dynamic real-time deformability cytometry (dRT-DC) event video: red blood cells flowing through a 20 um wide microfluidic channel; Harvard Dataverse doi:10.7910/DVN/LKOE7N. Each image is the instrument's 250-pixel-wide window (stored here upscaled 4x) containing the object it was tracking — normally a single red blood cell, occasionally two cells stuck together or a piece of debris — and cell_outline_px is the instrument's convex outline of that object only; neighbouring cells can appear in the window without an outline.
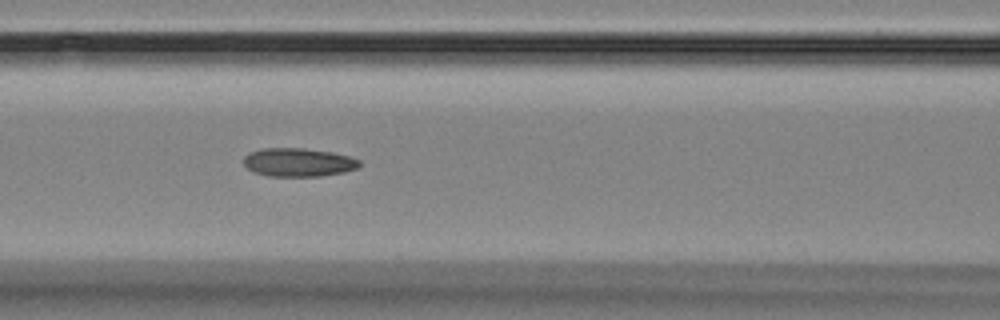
{"species": "Egyptian fruit bat (a non-hibernating species)", "species_latin": "Rousettus aegyptiacus", "temperature_condition": "room temperature", "stored_images_in_passage": 17, "camera_frame_rate_fps": 3000, "um_per_image_px": 0.085, "animal": {"sex": "female"}, "frame": {"image": 1, "passage_image": 7, "time_ms": 7.0, "image_size_px": [1000, 320], "cell_outline_px": [[360, 164], [356, 168], [344, 172], [320, 176], [268, 176], [252, 172], [244, 164], [244, 156], [248, 152], [264, 148], [300, 148], [332, 152], [348, 156], [360, 160]], "centroid_in_image_um": [25.32, 13.8], "position_along_channel_um": 141.3, "area_um2": 19.19}}
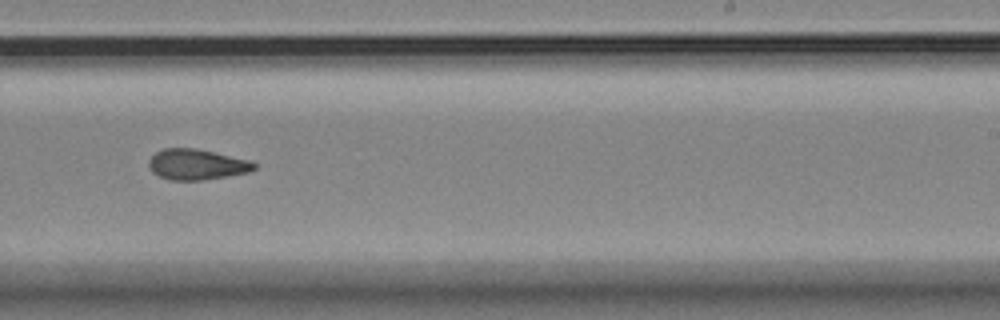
{"frame": {"image": 2, "passage_image": 10, "time_ms": 10.667, "image_size_px": [1000, 320], "cell_outline_px": [[256, 168], [248, 172], [228, 176], [200, 180], [168, 180], [152, 172], [148, 164], [148, 160], [156, 152], [164, 148], [196, 148], [252, 160], [256, 164]], "centroid_in_image_um": [16.73, 13.97], "position_along_channel_um": 272.3, "area_um2": 18.9}}
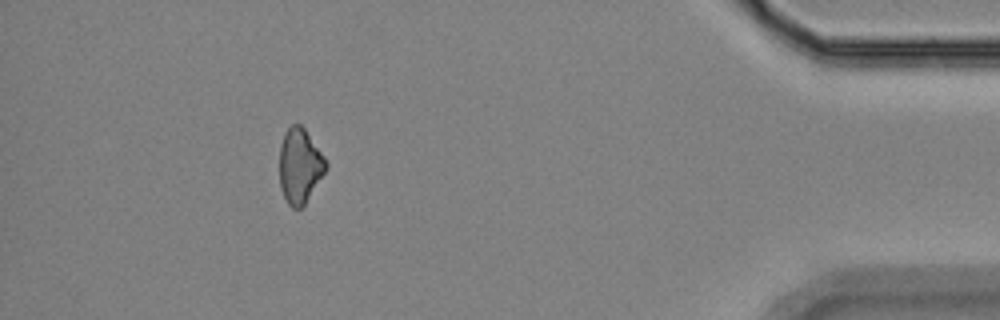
{"frame": {"image": 3, "passage_image": 17, "time_ms": 18.667, "image_size_px": [1000, 320], "cell_outline_px": [[328, 168], [304, 204], [300, 208], [292, 208], [288, 204], [280, 188], [280, 144], [284, 132], [292, 124], [300, 124], [304, 128], [324, 156], [328, 164]], "centroid_in_image_um": [25.48, 14.08], "position_along_channel_um": 409.7, "area_um2": 20.17}, "authors_computed_cell_mechanics": {"area_um2": 18.9006, "velocity_mm_per_s": 3.5899, "shape_relaxation_time_tau1_ms": null, "shape_relaxation_time_tau2_ms": 1.9084, "deformation_change_tau1": null, "deformation_change_tau2": 0.0899}}